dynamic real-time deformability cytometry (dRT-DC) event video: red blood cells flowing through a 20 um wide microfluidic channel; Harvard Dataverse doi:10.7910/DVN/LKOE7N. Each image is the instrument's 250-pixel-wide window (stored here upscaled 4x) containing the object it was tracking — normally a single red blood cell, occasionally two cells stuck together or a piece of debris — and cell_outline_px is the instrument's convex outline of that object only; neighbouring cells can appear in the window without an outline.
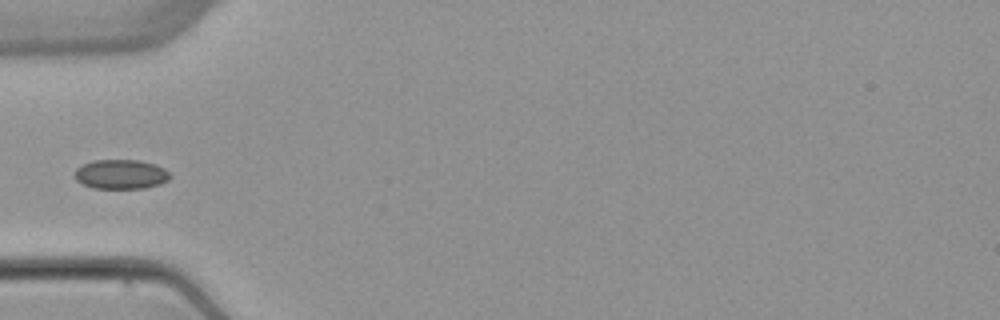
{"species": "common noctule bat (a hibernating species)", "species_latin": "Nyctalus noctula", "temperature_condition": "warm", "stored_images_in_passage": 5, "segment_of_instrument_passage": [2, 2], "camera_frame_rate_fps": 3000, "um_per_image_px": 0.085, "animal": {"sex": "female", "body_mass_g": 22.7, "forearm_length_mm": 54.2}, "frame": {"image": 1, "passage_image": 5, "time_ms": 4.667, "image_size_px": [1000, 320], "cell_outline_px": [[172, 176], [168, 180], [160, 184], [144, 188], [92, 188], [76, 180], [76, 168], [92, 160], [140, 160], [156, 164], [164, 168]], "centroid_in_image_um": [10.31, 14.8], "position_along_channel_um": 74.7, "area_um2": 16.36}}